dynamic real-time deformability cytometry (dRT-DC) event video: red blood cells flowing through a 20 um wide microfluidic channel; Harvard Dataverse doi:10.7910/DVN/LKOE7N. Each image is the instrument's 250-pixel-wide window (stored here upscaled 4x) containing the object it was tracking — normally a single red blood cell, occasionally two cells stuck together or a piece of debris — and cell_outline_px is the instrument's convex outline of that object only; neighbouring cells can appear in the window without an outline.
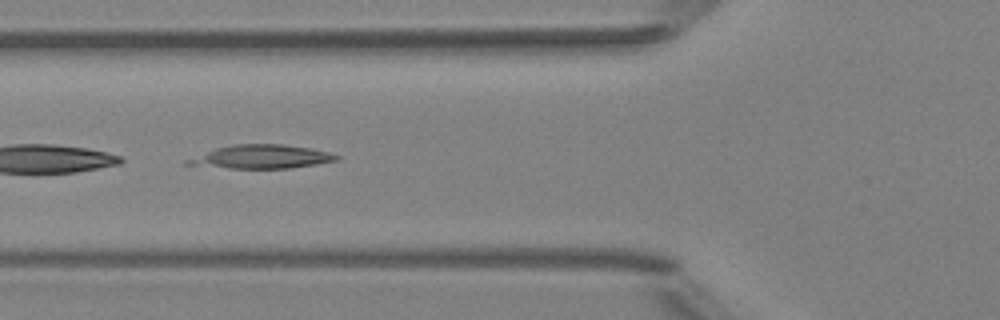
{"species": "Egyptian fruit bat (a non-hibernating species)", "species_latin": "Rousettus aegyptiacus", "temperature_condition": "room temperature", "stored_images_in_passage": 7, "camera_frame_rate_fps": 3000, "um_per_image_px": 0.085, "animal": {"sex": "female"}, "frame": {"image": 1, "passage_image": 4, "time_ms": 1.0, "image_size_px": [1000, 320], "cell_outline_px": [[340, 160], [292, 168], [232, 168], [184, 164], [184, 160], [216, 148], [232, 144], [284, 144], [312, 148], [328, 152], [340, 156]], "centroid_in_image_um": [22.26, 13.32], "position_along_channel_um": 103.5, "area_um2": 20.46}}
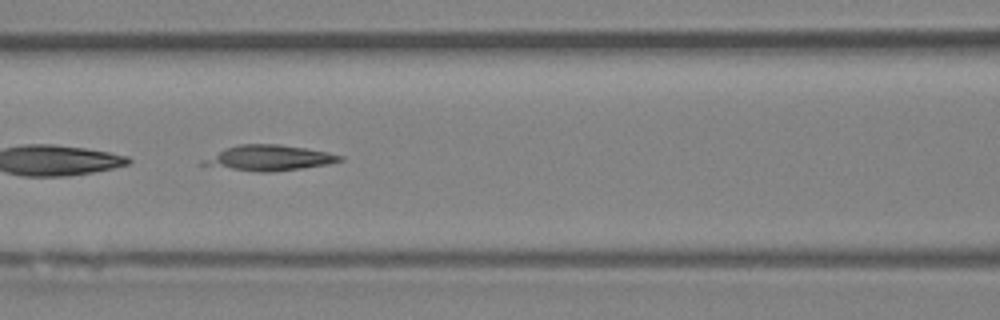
{"frame": {"image": 2, "passage_image": 5, "time_ms": 1.333, "image_size_px": [1000, 320], "cell_outline_px": [[344, 160], [328, 164], [272, 172], [260, 172], [200, 164], [200, 160], [224, 148], [240, 144], [280, 144], [328, 152], [344, 156]], "centroid_in_image_um": [22.88, 13.41], "position_along_channel_um": 143.7, "area_um2": 20.11}}
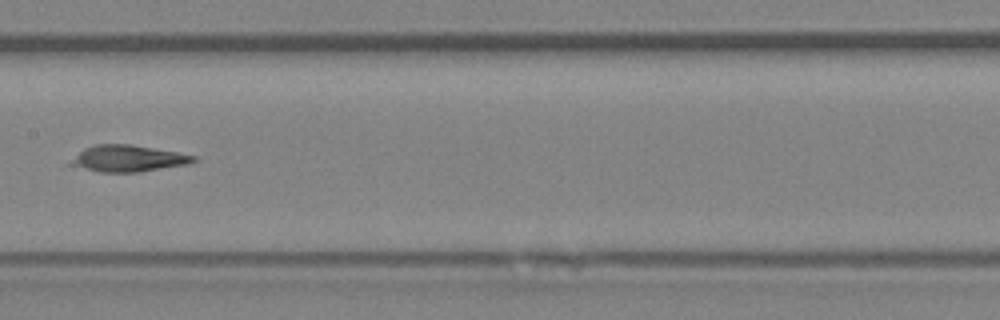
{"frame": {"image": 3, "passage_image": 6, "time_ms": 1.667, "image_size_px": [1000, 320], "cell_outline_px": [[196, 160], [188, 164], [140, 172], [100, 172], [72, 164], [76, 156], [84, 148], [96, 144], [132, 144], [176, 152], [196, 156]], "centroid_in_image_um": [10.96, 13.46], "position_along_channel_um": 196.4, "area_um2": 18.5}}